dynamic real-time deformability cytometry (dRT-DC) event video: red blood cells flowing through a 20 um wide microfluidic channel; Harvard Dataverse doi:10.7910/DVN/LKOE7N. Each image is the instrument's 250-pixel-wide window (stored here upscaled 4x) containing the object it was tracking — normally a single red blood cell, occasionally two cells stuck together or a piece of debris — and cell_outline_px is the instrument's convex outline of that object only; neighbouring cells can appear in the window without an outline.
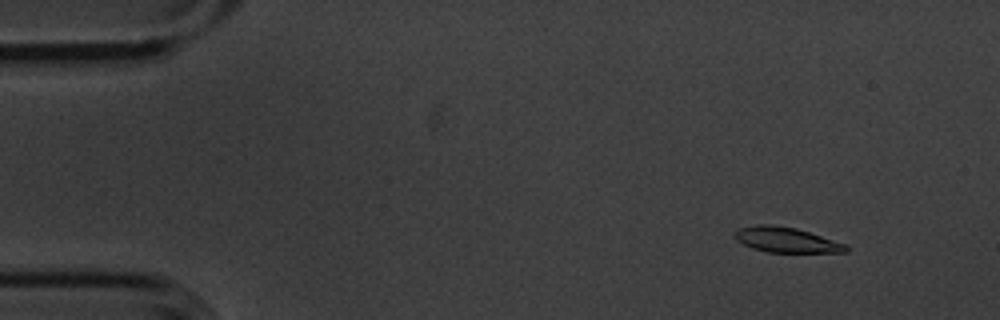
{"species": "common noctule bat (a hibernating species)", "species_latin": "Nyctalus noctula", "temperature_condition": "cold", "stored_images_in_passage": 10, "camera_frame_rate_fps": 3000, "um_per_image_px": 0.085, "animal": {"sex": "male", "body_mass_g": 20.1, "forearm_length_mm": 53.5}, "frame": {"image": 1, "passage_image": 3, "time_ms": 0.667, "image_size_px": [1000, 320], "cell_outline_px": [[848, 252], [768, 252], [752, 248], [736, 240], [736, 228], [756, 224], [768, 224], [796, 228], [848, 244]], "centroid_in_image_um": [66.84, 20.38], "position_along_channel_um": 18.2, "area_um2": 16.3}}